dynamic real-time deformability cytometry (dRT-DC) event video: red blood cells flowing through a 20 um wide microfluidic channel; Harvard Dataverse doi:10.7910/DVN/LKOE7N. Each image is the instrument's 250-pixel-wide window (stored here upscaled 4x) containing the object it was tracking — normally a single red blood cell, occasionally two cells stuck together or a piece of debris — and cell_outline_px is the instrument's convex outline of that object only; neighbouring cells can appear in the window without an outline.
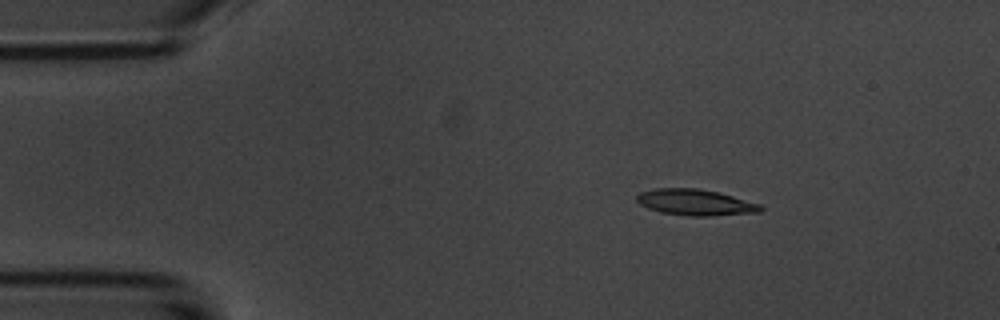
{"species": "common noctule bat (a hibernating species)", "species_latin": "Nyctalus noctula", "temperature_condition": "room temperature", "stored_images_in_passage": 3, "camera_frame_rate_fps": 3000, "um_per_image_px": 0.085, "animal": {"sex": "male", "body_mass_g": 20.1, "forearm_length_mm": 53.5}, "frame": {"image": 1, "passage_image": 2, "time_ms": 1.0, "image_size_px": [1000, 320], "cell_outline_px": [[764, 208], [760, 212], [712, 216], [688, 216], [660, 212], [648, 208], [640, 204], [636, 200], [636, 196], [640, 192], [656, 188], [696, 188], [716, 192], [732, 196], [760, 204]], "centroid_in_image_um": [59.09, 17.21], "position_along_channel_um": 25.9, "area_um2": 18.79}}